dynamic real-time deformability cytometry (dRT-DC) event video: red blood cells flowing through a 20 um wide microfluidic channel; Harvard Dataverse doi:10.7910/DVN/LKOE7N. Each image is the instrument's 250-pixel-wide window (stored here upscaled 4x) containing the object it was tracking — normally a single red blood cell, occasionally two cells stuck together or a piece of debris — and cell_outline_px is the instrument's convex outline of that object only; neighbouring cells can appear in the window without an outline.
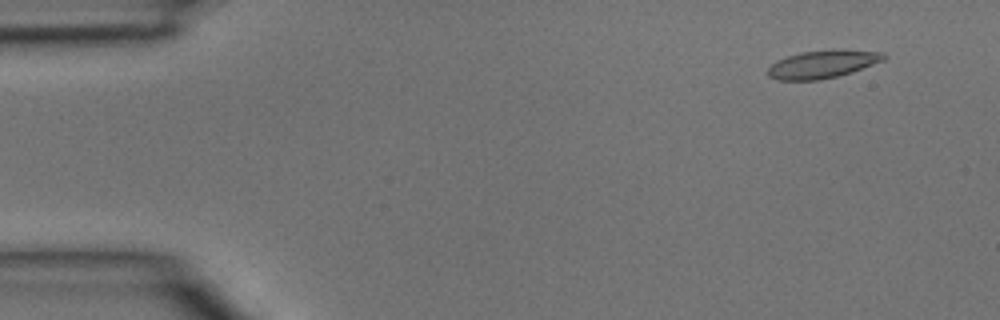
{"species": "common noctule bat (a hibernating species)", "species_latin": "Nyctalus noctula", "temperature_condition": "room temperature", "stored_images_in_passage": 4, "camera_frame_rate_fps": 3000, "um_per_image_px": 0.085, "animal": {"sex": "male", "body_mass_g": 15.6}, "frame": {"image": 1, "passage_image": 1, "time_ms": 0.0, "image_size_px": [1000, 320], "cell_outline_px": [[888, 56], [884, 60], [852, 72], [820, 80], [776, 80], [768, 76], [768, 68], [776, 60], [800, 52], [832, 48], [884, 52]], "centroid_in_image_um": [69.93, 5.43], "position_along_channel_um": 15.1, "area_um2": 19.13}}
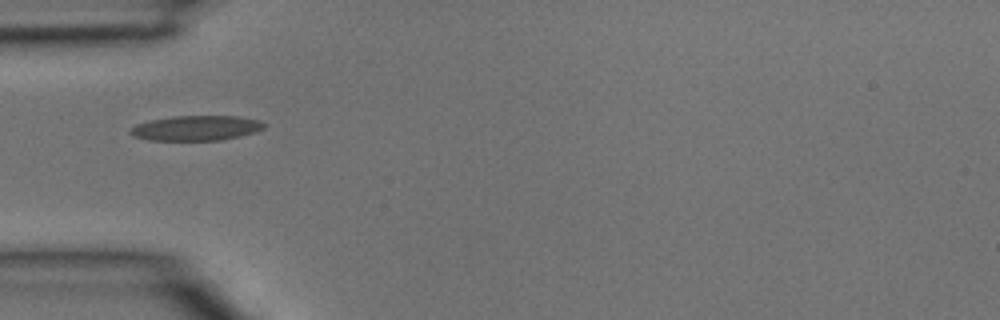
{"frame": {"image": 2, "passage_image": 4, "time_ms": 1.0, "image_size_px": [1000, 320], "cell_outline_px": [[268, 124], [264, 128], [256, 132], [220, 140], [148, 140], [132, 136], [128, 132], [136, 124], [152, 120], [172, 116], [240, 116], [260, 120]], "centroid_in_image_um": [16.7, 10.88], "position_along_channel_um": 68.3, "area_um2": 19.54}}